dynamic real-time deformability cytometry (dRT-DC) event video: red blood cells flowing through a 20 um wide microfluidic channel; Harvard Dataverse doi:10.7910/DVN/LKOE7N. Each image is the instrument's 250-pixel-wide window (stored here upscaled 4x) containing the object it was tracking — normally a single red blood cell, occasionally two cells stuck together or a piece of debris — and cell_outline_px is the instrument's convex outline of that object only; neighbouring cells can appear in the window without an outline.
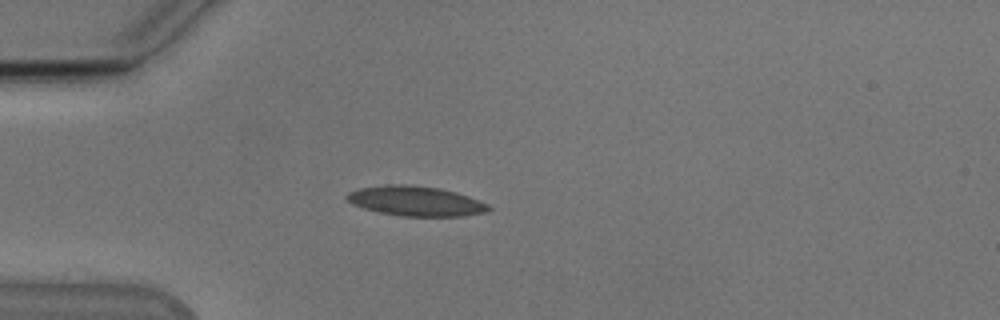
{"species": "Egyptian fruit bat (a non-hibernating species)", "species_latin": "Rousettus aegyptiacus", "temperature_condition": "cold", "stored_images_in_passage": 40, "camera_frame_rate_fps": 3000, "um_per_image_px": 0.085, "animal": {"sex": "male"}, "frame": {"image": 1, "passage_image": 1, "time_ms": 0.0, "image_size_px": [1000, 320], "cell_outline_px": [[492, 208], [484, 212], [464, 216], [400, 216], [380, 212], [364, 208], [352, 204], [344, 196], [348, 192], [360, 188], [384, 184], [412, 184], [440, 188], [456, 192], [468, 196], [488, 204]], "centroid_in_image_um": [35.32, 17.08], "position_along_channel_um": 49.7, "area_um2": 24.74}}
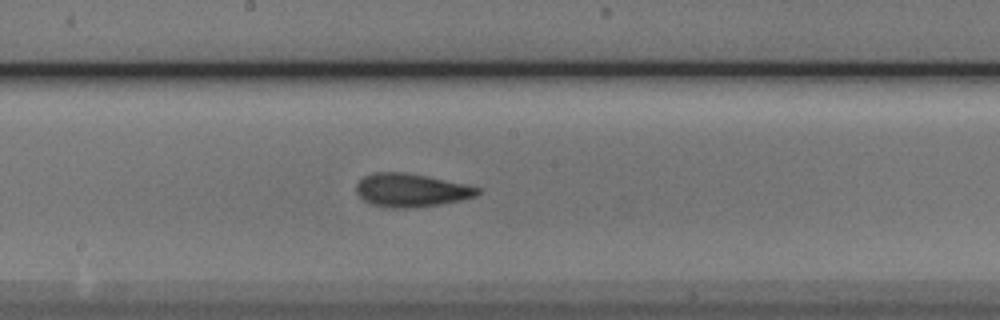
{"frame": {"image": 2, "passage_image": 15, "time_ms": 4.667, "image_size_px": [1000, 320], "cell_outline_px": [[480, 192], [476, 196], [460, 200], [440, 204], [412, 208], [388, 208], [372, 204], [364, 200], [356, 192], [356, 184], [364, 176], [372, 172], [404, 172], [428, 176], [464, 184], [480, 188]], "centroid_in_image_um": [34.92, 16.16], "position_along_channel_um": 213.3, "area_um2": 23.52}}
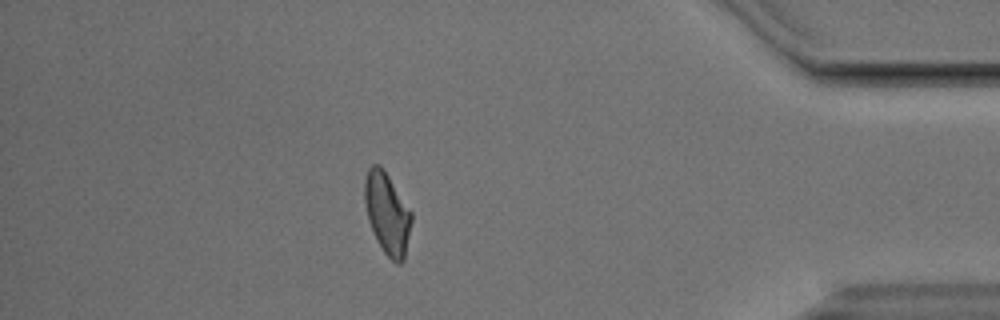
{"frame": {"image": 3, "passage_image": 33, "time_ms": 10.667, "image_size_px": [1000, 320], "cell_outline_px": [[412, 220], [404, 260], [400, 264], [396, 264], [384, 252], [368, 220], [364, 200], [364, 180], [368, 168], [372, 164], [380, 164], [384, 168], [412, 212]], "centroid_in_image_um": [32.91, 18.09], "position_along_channel_um": 402.3, "area_um2": 22.25}, "authors_computed_cell_mechanics": {"area_um2": 22.6287, "velocity_mm_per_s": 3.8223, "shape_relaxation_time_tau1_ms": 7.1774, "shape_relaxation_time_tau2_ms": 2.4638, "deformation_change_tau1": 0.1778, "deformation_change_tau2": 0.0993}}